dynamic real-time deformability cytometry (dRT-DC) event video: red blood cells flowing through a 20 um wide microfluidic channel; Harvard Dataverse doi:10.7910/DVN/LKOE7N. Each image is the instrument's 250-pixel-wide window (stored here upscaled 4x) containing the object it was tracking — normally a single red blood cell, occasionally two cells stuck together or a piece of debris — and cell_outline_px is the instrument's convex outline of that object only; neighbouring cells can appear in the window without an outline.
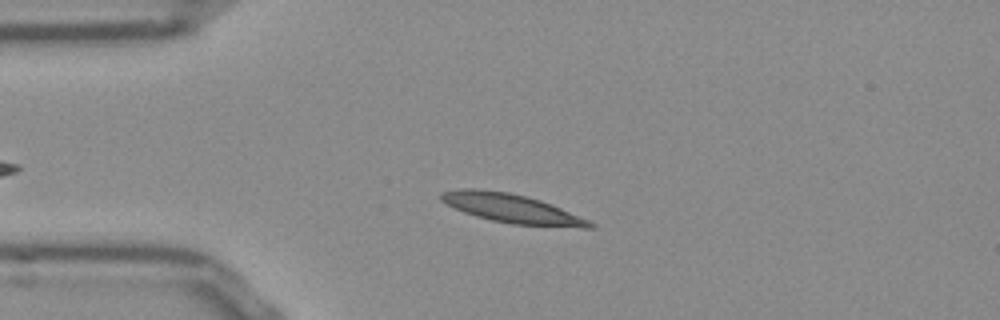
{"species": "Egyptian fruit bat (a non-hibernating species)", "species_latin": "Rousettus aegyptiacus", "temperature_condition": "room temperature", "stored_images_in_passage": 37, "camera_frame_rate_fps": 3000, "um_per_image_px": 0.085, "frame": {"image": 1, "passage_image": 5, "time_ms": 1.333, "image_size_px": [1000, 320], "cell_outline_px": [[596, 228], [580, 228], [512, 224], [492, 220], [476, 216], [464, 212], [440, 200], [440, 192], [460, 188], [476, 188], [508, 192], [540, 200], [552, 204], [588, 220], [596, 224]], "centroid_in_image_um": [43.52, 17.72], "position_along_channel_um": 41.5, "area_um2": 25.03}}
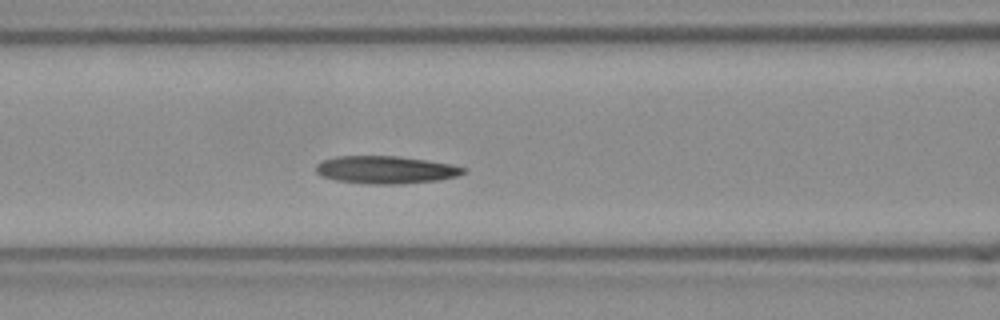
{"frame": {"image": 2, "passage_image": 14, "time_ms": 4.333, "image_size_px": [1000, 320], "cell_outline_px": [[468, 172], [456, 176], [440, 180], [404, 184], [368, 184], [336, 180], [324, 176], [316, 172], [316, 164], [320, 160], [336, 156], [396, 156], [452, 164], [468, 168]], "centroid_in_image_um": [32.82, 14.43], "position_along_channel_um": 133.8, "area_um2": 23.93}}
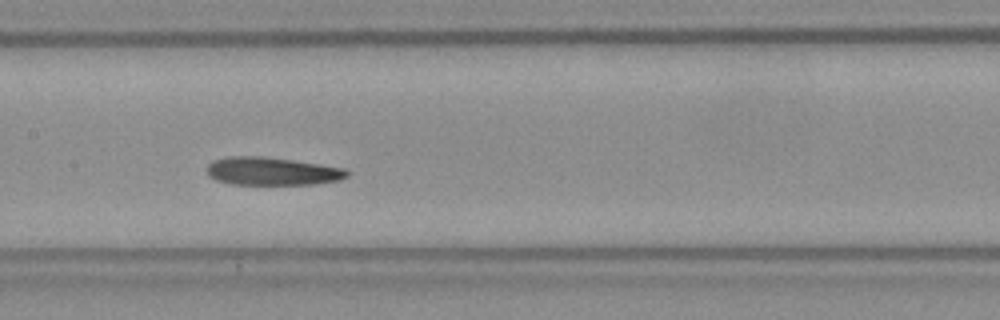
{"frame": {"image": 3, "passage_image": 18, "time_ms": 5.667, "image_size_px": [1000, 320], "cell_outline_px": [[348, 176], [340, 180], [316, 184], [232, 184], [216, 180], [208, 176], [208, 164], [212, 160], [232, 156], [264, 156], [320, 164], [344, 168], [348, 172]], "centroid_in_image_um": [23.12, 14.55], "position_along_channel_um": 184.3, "area_um2": 22.83}, "authors_computed_cell_mechanics": {"area_um2": 23.409, "velocity_mm_per_s": 3.78, "shape_relaxation_time_tau1_ms": 5.1207, "shape_relaxation_time_tau2_ms": null, "deformation_change_tau1": 0.1568, "deformation_change_tau2": null}}